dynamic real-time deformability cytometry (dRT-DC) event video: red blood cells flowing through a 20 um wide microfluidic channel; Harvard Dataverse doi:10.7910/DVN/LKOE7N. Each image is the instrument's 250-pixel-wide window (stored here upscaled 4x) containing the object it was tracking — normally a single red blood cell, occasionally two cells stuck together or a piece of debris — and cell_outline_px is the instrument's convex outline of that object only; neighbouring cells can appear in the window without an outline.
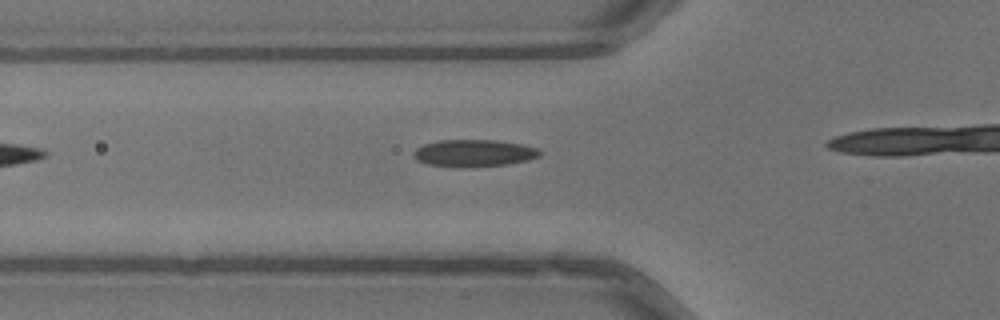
{"species": "common noctule bat (a hibernating species)", "species_latin": "Nyctalus noctula", "temperature_condition": "warm", "stored_images_in_passage": 7, "camera_frame_rate_fps": 3000, "um_per_image_px": 0.085, "animal": {"sex": "male", "body_mass_g": 13.3}, "frame": {"image": 1, "passage_image": 2, "time_ms": 0.333, "image_size_px": [1000, 320], "cell_outline_px": [[544, 152], [540, 156], [528, 160], [508, 164], [428, 164], [416, 160], [412, 156], [412, 152], [416, 148], [424, 144], [440, 140], [496, 140], [520, 144], [540, 148]], "centroid_in_image_um": [40.34, 12.96], "position_along_channel_um": 85.5, "area_um2": 19.07}}
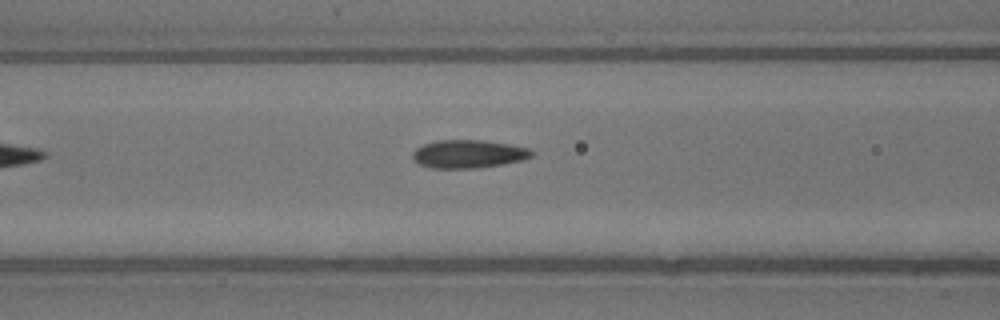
{"frame": {"image": 2, "passage_image": 5, "time_ms": 1.333, "image_size_px": [1000, 320], "cell_outline_px": [[536, 152], [532, 156], [520, 160], [504, 164], [480, 168], [432, 168], [420, 164], [412, 156], [412, 152], [416, 148], [424, 144], [436, 140], [484, 140], [508, 144], [528, 148]], "centroid_in_image_um": [39.83, 13.08], "position_along_channel_um": 126.8, "area_um2": 19.54}}